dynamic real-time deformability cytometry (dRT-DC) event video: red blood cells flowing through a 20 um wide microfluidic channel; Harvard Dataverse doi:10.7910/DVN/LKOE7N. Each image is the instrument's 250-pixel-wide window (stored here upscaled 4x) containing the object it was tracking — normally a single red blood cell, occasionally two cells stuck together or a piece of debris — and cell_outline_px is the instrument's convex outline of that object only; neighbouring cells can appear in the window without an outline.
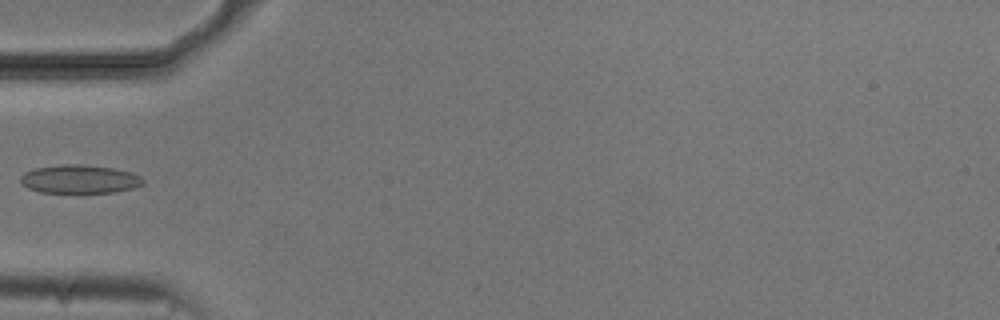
{"species": "common noctule bat (a hibernating species)", "species_latin": "Nyctalus noctula", "temperature_condition": "cold", "stored_images_in_passage": 37, "camera_frame_rate_fps": 3000, "um_per_image_px": 0.085, "animal": {"sex": "male", "body_mass_g": 20.5, "forearm_length_mm": 52.5}, "frame": {"image": 1, "passage_image": 1, "time_ms": 0.0, "image_size_px": [1000, 320], "cell_outline_px": [[144, 184], [136, 188], [116, 192], [40, 192], [28, 188], [20, 180], [20, 176], [24, 172], [36, 168], [64, 164], [80, 164], [116, 168], [132, 172], [140, 176], [144, 180]], "centroid_in_image_um": [6.82, 15.22], "position_along_channel_um": 78.2, "area_um2": 20.4}}
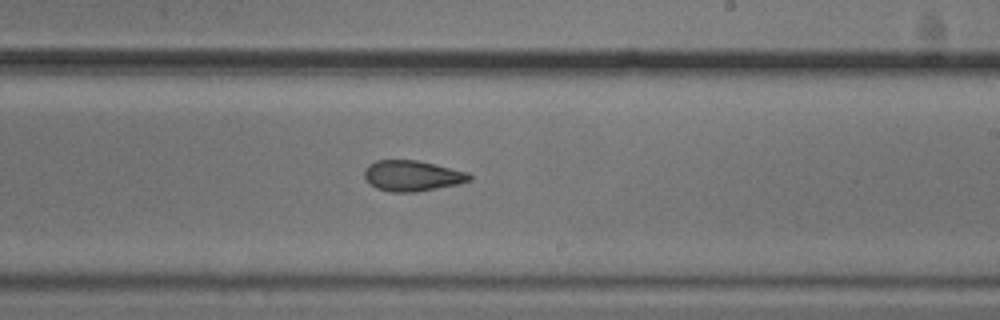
{"frame": {"image": 2, "passage_image": 15, "time_ms": 4.667, "image_size_px": [1000, 320], "cell_outline_px": [[472, 180], [456, 184], [416, 192], [392, 192], [376, 188], [364, 176], [364, 172], [368, 164], [376, 160], [416, 160], [468, 172], [472, 176]], "centroid_in_image_um": [35.03, 14.94], "position_along_channel_um": 254.0, "area_um2": 18.55}}
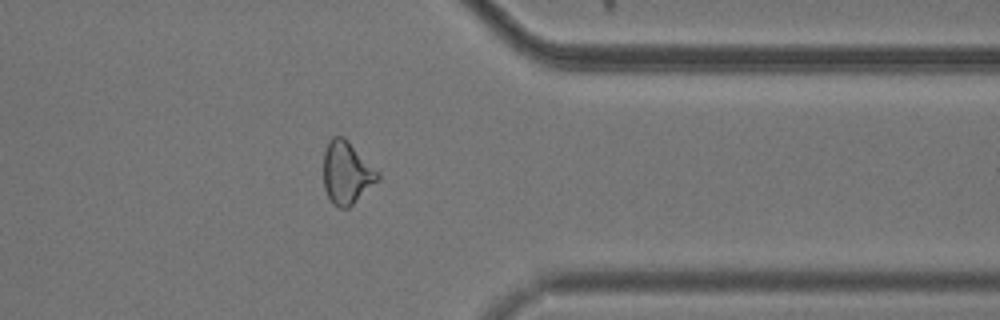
{"frame": {"image": 3, "passage_image": 26, "time_ms": 8.333, "image_size_px": [1000, 320], "cell_outline_px": [[380, 180], [348, 208], [340, 208], [332, 204], [324, 188], [324, 152], [328, 140], [332, 136], [344, 136], [380, 172]], "centroid_in_image_um": [29.48, 14.67], "position_along_channel_um": 381.9, "area_um2": 20.06}}